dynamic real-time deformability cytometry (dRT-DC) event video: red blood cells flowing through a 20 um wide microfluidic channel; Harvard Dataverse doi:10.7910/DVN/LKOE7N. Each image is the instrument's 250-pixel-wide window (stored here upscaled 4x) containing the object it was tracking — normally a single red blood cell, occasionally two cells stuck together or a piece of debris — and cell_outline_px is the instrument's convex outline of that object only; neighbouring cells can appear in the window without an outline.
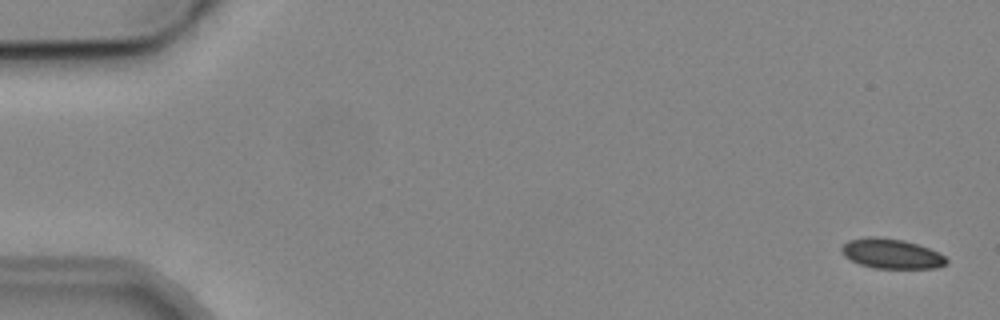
{"species": "common noctule bat (a hibernating species)", "species_latin": "Nyctalus noctula", "temperature_condition": "cold", "stored_images_in_passage": 10, "camera_frame_rate_fps": 3000, "um_per_image_px": 0.085, "animal": {"sex": "male", "body_mass_g": 19.2, "forearm_length_mm": 51.8}, "frame": {"image": 1, "passage_image": 1, "time_ms": 0.0, "image_size_px": [1000, 320], "cell_outline_px": [[948, 264], [936, 268], [872, 268], [860, 264], [844, 256], [840, 248], [848, 240], [868, 236], [876, 236], [904, 240], [928, 248], [944, 256], [948, 260]], "centroid_in_image_um": [75.76, 21.56], "position_along_channel_um": 9.2, "area_um2": 18.21}}
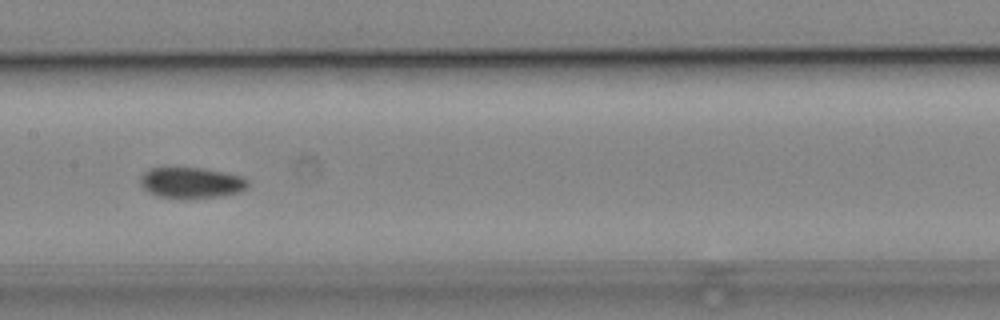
{"frame": {"image": 2, "passage_image": 8, "time_ms": 8.667, "image_size_px": [1000, 320], "cell_outline_px": [[248, 188], [240, 192], [220, 196], [184, 200], [156, 196], [148, 192], [140, 184], [140, 176], [144, 172], [152, 168], [200, 168], [224, 172], [240, 176], [248, 180]], "centroid_in_image_um": [16.25, 15.56], "position_along_channel_um": 191.2, "area_um2": 19.65}}
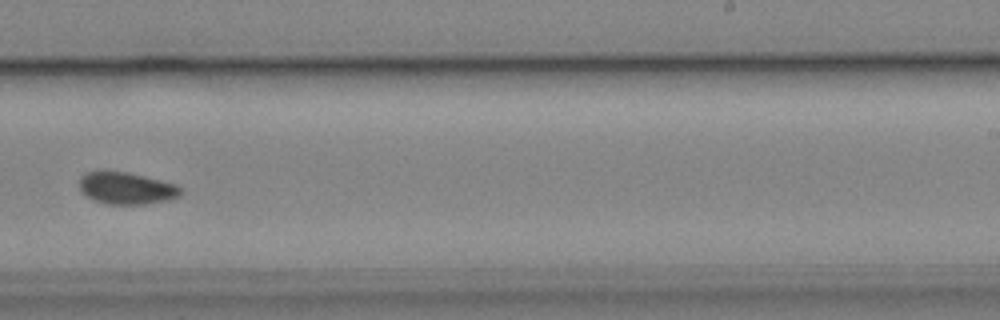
{"frame": {"image": 3, "passage_image": 10, "time_ms": 11.0, "image_size_px": [1000, 320], "cell_outline_px": [[180, 196], [168, 200], [144, 204], [108, 204], [92, 200], [80, 192], [80, 176], [84, 172], [100, 168], [104, 168], [128, 172], [176, 184], [180, 188]], "centroid_in_image_um": [10.65, 15.95], "position_along_channel_um": 278.3, "area_um2": 19.48}}